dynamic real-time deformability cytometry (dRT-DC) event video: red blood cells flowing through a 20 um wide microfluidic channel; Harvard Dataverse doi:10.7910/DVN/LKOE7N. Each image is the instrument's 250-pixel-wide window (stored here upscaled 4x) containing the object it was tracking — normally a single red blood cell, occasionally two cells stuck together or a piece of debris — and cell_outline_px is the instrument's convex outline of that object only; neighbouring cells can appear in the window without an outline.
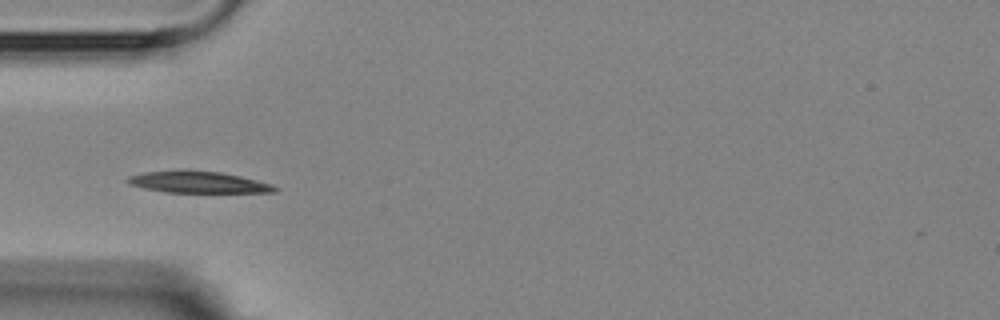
{"species": "Egyptian fruit bat (a non-hibernating species)", "species_latin": "Rousettus aegyptiacus", "temperature_condition": "room temperature", "stored_images_in_passage": 6, "camera_frame_rate_fps": 3000, "um_per_image_px": 0.085, "animal": {"sex": "female"}, "frame": {"image": 1, "passage_image": 3, "time_ms": 2.0, "image_size_px": [1000, 320], "cell_outline_px": [[276, 192], [164, 192], [144, 188], [128, 184], [124, 180], [128, 176], [144, 172], [220, 172], [240, 176], [272, 184], [276, 188]], "centroid_in_image_um": [16.81, 15.51], "position_along_channel_um": 68.2, "area_um2": 17.74}}
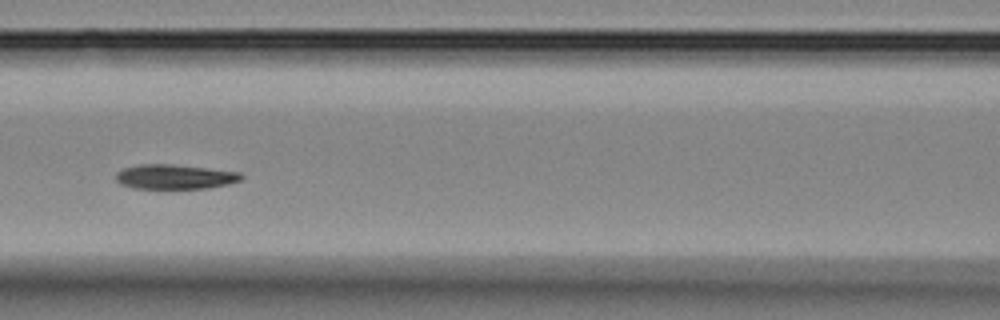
{"frame": {"image": 2, "passage_image": 5, "time_ms": 4.333, "image_size_px": [1000, 320], "cell_outline_px": [[244, 176], [240, 180], [228, 184], [204, 188], [132, 188], [120, 184], [116, 180], [116, 172], [124, 168], [140, 164], [172, 164], [208, 168], [240, 172]], "centroid_in_image_um": [14.84, 15.02], "position_along_channel_um": 151.8, "area_um2": 17.92}}
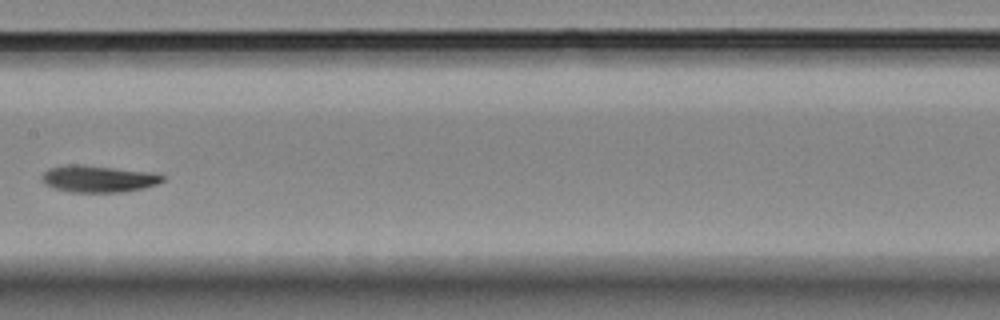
{"frame": {"image": 3, "passage_image": 6, "time_ms": 5.667, "image_size_px": [1000, 320], "cell_outline_px": [[164, 180], [156, 184], [144, 188], [124, 192], [68, 192], [52, 188], [44, 184], [44, 172], [48, 168], [68, 164], [84, 164], [156, 172], [164, 176]], "centroid_in_image_um": [8.39, 15.19], "position_along_channel_um": 199.0, "area_um2": 19.19}}